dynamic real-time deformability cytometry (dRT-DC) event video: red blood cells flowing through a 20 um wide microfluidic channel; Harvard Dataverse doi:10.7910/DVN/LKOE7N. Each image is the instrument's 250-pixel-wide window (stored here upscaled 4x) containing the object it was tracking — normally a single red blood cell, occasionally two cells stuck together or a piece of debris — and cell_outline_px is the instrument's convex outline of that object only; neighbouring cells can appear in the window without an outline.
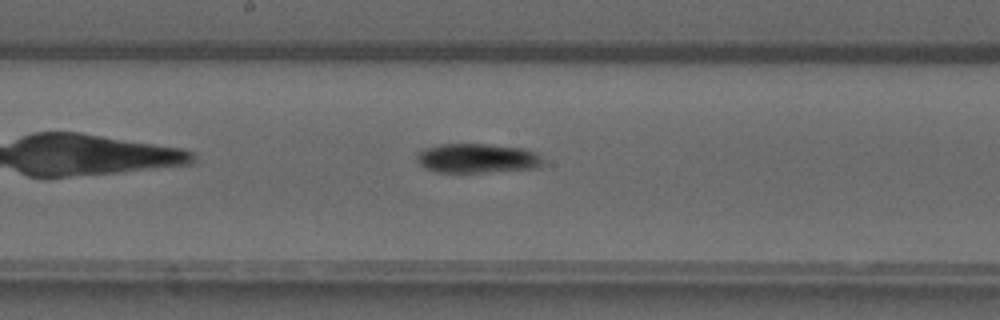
{"species": "common noctule bat (a hibernating species)", "species_latin": "Nyctalus noctula", "temperature_condition": "warm", "stored_images_in_passage": 35, "camera_frame_rate_fps": 3000, "um_per_image_px": 0.085, "animal": {"sex": "male", "forearm_length_mm": 52.5}, "frame": {"image": 1, "passage_image": 11, "time_ms": 3.333, "image_size_px": [1000, 320], "cell_outline_px": [[544, 164], [536, 168], [484, 172], [436, 172], [424, 168], [416, 160], [416, 152], [424, 148], [440, 144], [488, 144], [524, 148], [540, 156]], "centroid_in_image_um": [40.51, 13.45], "position_along_channel_um": 207.7, "area_um2": 21.68}}
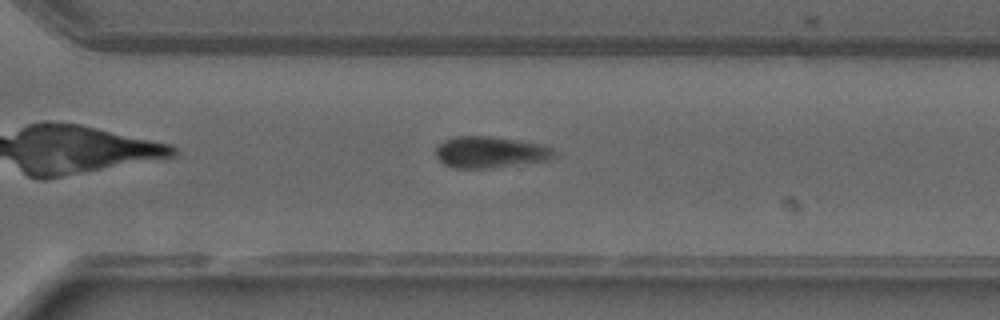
{"frame": {"image": 2, "passage_image": 20, "time_ms": 6.333, "image_size_px": [1000, 320], "cell_outline_px": [[556, 156], [548, 160], [488, 168], [452, 168], [444, 164], [436, 156], [436, 144], [444, 140], [456, 136], [492, 136], [544, 144], [552, 148], [556, 152]], "centroid_in_image_um": [41.66, 12.92], "position_along_channel_um": 328.9, "area_um2": 21.85}}
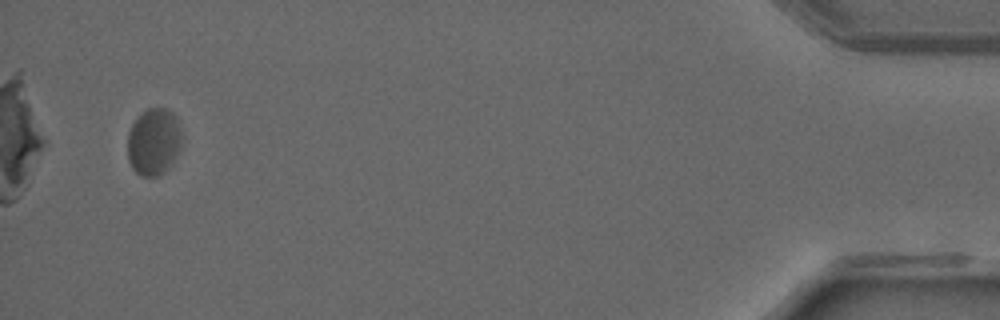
{"frame": {"image": 3, "passage_image": 33, "time_ms": 10.667, "image_size_px": [1000, 320], "cell_outline_px": [[180, 144], [168, 168], [164, 172], [156, 176], [140, 176], [132, 168], [128, 160], [128, 132], [132, 124], [140, 112], [148, 108], [168, 108], [176, 116], [180, 124]], "centroid_in_image_um": [13.04, 12.01], "position_along_channel_um": 422.2, "area_um2": 21.1}}